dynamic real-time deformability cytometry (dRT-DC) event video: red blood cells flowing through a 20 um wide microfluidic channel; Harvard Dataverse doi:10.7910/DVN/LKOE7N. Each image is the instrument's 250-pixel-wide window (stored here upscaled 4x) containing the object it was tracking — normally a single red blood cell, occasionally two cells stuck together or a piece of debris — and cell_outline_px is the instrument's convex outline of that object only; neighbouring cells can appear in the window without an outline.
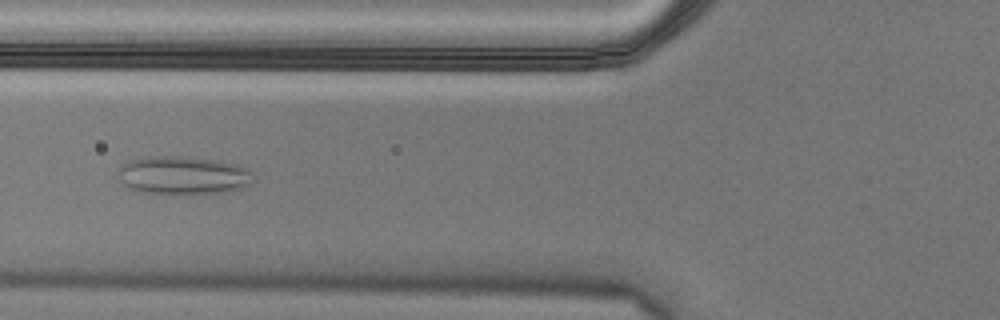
{"species": "Egyptian fruit bat (a non-hibernating species)", "species_latin": "Rousettus aegyptiacus", "temperature_condition": "cold", "stored_images_in_passage": 41, "camera_frame_rate_fps": 3000, "um_per_image_px": 0.085, "animal": {"sex": "male"}, "frame": {"image": 1, "passage_image": 7, "time_ms": 2.0, "image_size_px": [1000, 320], "cell_outline_px": [[252, 184], [228, 192], [140, 192], [124, 188], [120, 180], [120, 168], [128, 160], [148, 156], [180, 156], [220, 160], [236, 164], [248, 168], [252, 172]], "centroid_in_image_um": [15.57, 14.87], "position_along_channel_um": 110.2, "area_um2": 29.88}}